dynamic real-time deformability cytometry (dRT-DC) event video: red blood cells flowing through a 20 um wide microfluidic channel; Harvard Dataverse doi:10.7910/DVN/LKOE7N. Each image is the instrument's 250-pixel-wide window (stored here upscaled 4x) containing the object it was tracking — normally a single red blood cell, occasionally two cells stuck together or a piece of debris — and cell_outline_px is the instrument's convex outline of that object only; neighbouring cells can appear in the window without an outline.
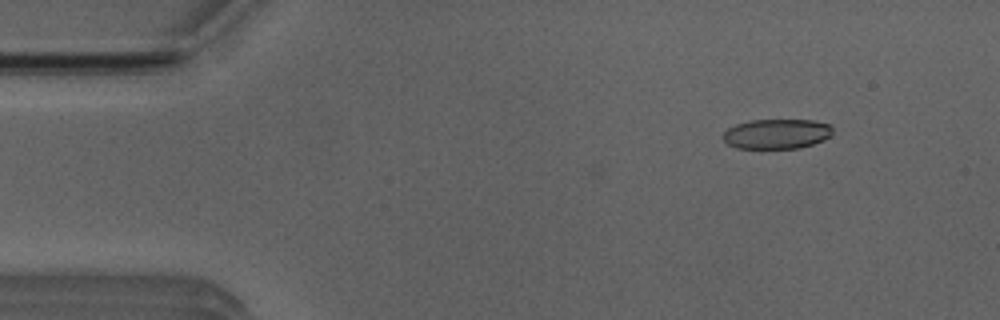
{"species": "Egyptian fruit bat (a non-hibernating species)", "species_latin": "Rousettus aegyptiacus", "temperature_condition": "room temperature", "stored_images_in_passage": 4, "camera_frame_rate_fps": 3000, "um_per_image_px": 0.085, "animal": {"sex": "male"}, "frame": {"image": 1, "passage_image": 2, "time_ms": 1.333, "image_size_px": [1000, 320], "cell_outline_px": [[832, 136], [824, 140], [800, 148], [736, 148], [728, 144], [724, 140], [724, 132], [728, 128], [736, 124], [752, 120], [812, 120], [828, 124], [832, 128]], "centroid_in_image_um": [66.04, 11.38], "position_along_channel_um": 19.0, "area_um2": 19.02}}
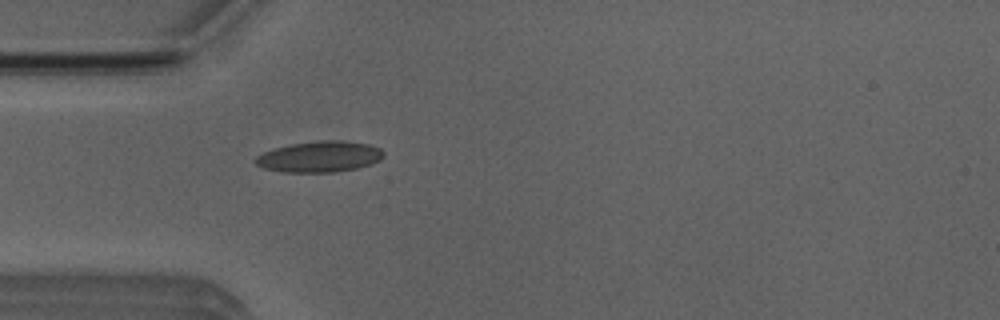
{"frame": {"image": 2, "passage_image": 4, "time_ms": 4.333, "image_size_px": [1000, 320], "cell_outline_px": [[384, 156], [380, 160], [372, 164], [356, 168], [332, 172], [284, 172], [264, 168], [256, 164], [256, 156], [272, 148], [292, 144], [320, 140], [340, 140], [368, 144], [380, 148], [384, 152]], "centroid_in_image_um": [27.18, 13.31], "position_along_channel_um": 57.8, "area_um2": 23.06}}